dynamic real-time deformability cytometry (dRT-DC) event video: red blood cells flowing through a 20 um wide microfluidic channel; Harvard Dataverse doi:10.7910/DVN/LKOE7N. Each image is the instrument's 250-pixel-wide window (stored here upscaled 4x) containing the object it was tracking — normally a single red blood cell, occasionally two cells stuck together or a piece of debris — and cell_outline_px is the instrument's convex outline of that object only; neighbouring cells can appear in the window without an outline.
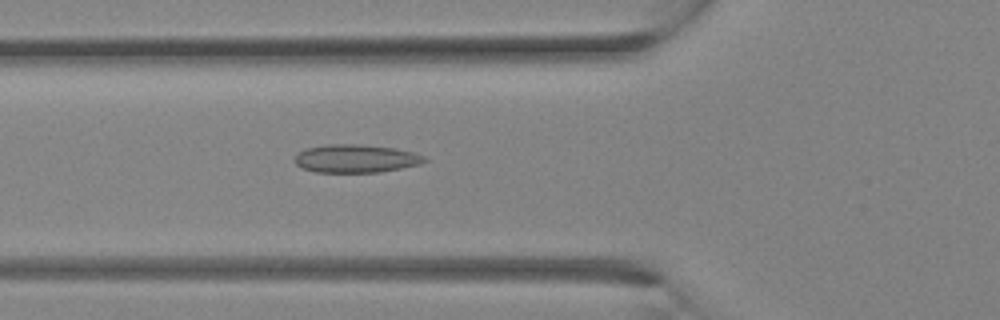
{"species": "Egyptian fruit bat (a non-hibernating species)", "species_latin": "Rousettus aegyptiacus", "temperature_condition": "room temperature", "stored_images_in_passage": 20, "camera_frame_rate_fps": 3000, "um_per_image_px": 0.085, "animal": {"sex": "female"}, "frame": {"image": 1, "passage_image": 12, "time_ms": 3.667, "image_size_px": [1000, 320], "cell_outline_px": [[428, 160], [420, 164], [380, 172], [316, 172], [300, 168], [296, 164], [296, 156], [300, 152], [308, 148], [328, 144], [360, 144], [392, 148], [416, 152], [424, 156]], "centroid_in_image_um": [30.27, 13.48], "position_along_channel_um": 95.5, "area_um2": 21.15}}
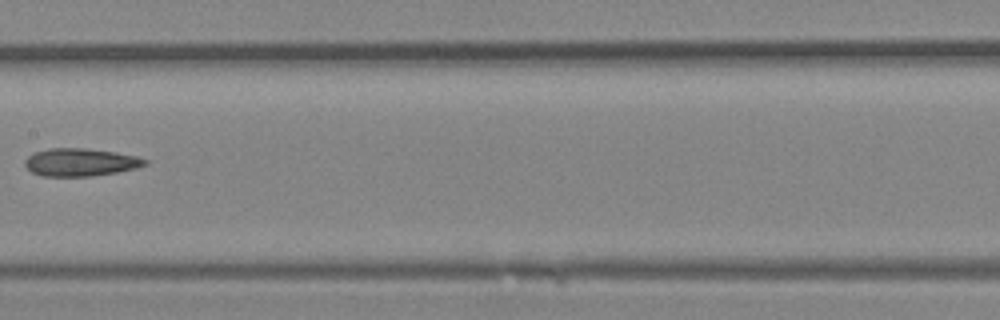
{"frame": {"image": 2, "passage_image": 17, "time_ms": 5.333, "image_size_px": [1000, 320], "cell_outline_px": [[148, 164], [136, 168], [116, 172], [92, 176], [44, 176], [32, 172], [24, 164], [24, 160], [32, 152], [48, 148], [84, 148], [116, 152], [136, 156], [148, 160]], "centroid_in_image_um": [6.82, 13.78], "position_along_channel_um": 200.6, "area_um2": 19.48}}
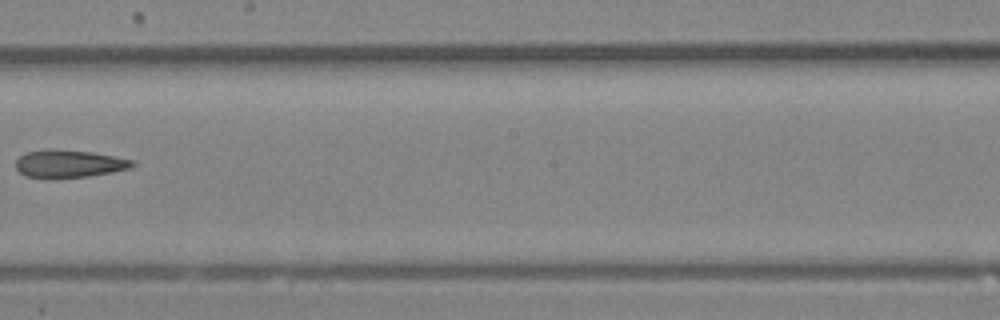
{"frame": {"image": 3, "passage_image": 19, "time_ms": 6.0, "image_size_px": [1000, 320], "cell_outline_px": [[136, 164], [132, 168], [112, 172], [88, 176], [52, 180], [24, 176], [16, 168], [16, 160], [24, 152], [44, 148], [52, 148], [92, 152], [136, 160]], "centroid_in_image_um": [5.84, 13.92], "position_along_channel_um": 242.4, "area_um2": 19.59}}